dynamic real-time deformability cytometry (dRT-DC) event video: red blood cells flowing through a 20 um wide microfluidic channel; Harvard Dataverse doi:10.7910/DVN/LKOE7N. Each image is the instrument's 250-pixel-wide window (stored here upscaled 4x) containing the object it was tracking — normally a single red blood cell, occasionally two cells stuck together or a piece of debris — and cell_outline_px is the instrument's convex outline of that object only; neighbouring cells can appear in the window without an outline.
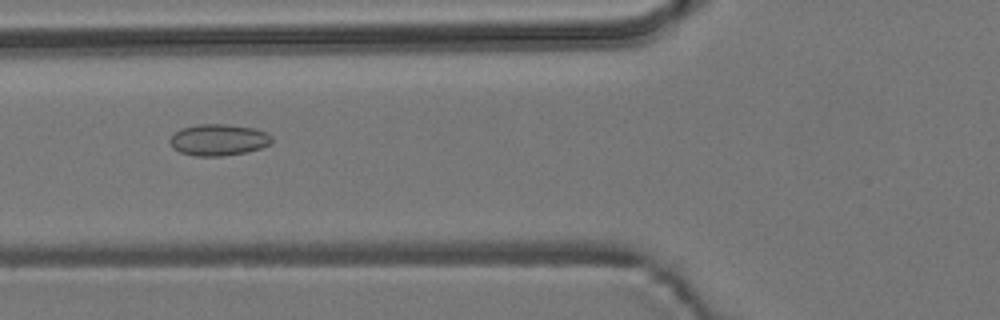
{"species": "common noctule bat (a hibernating species)", "species_latin": "Nyctalus noctula", "temperature_condition": "room temperature", "stored_images_in_passage": 6, "camera_frame_rate_fps": 3000, "um_per_image_px": 0.085, "animal": {"sex": "male", "body_mass_g": 19.2, "forearm_length_mm": 51.8}, "frame": {"image": 1, "passage_image": 4, "time_ms": 3.333, "image_size_px": [1000, 320], "cell_outline_px": [[272, 140], [268, 144], [260, 148], [248, 152], [224, 156], [196, 156], [180, 152], [172, 148], [168, 140], [180, 128], [200, 124], [224, 124], [256, 128], [272, 136]], "centroid_in_image_um": [18.55, 11.89], "position_along_channel_um": 107.3, "area_um2": 18.73}}
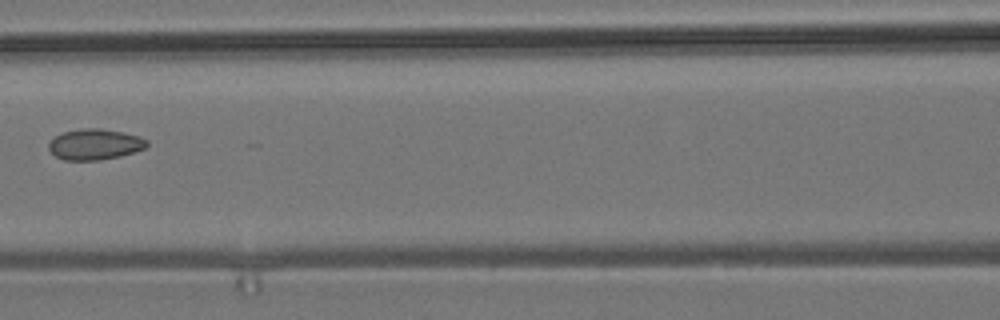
{"frame": {"image": 2, "passage_image": 5, "time_ms": 4.667, "image_size_px": [1000, 320], "cell_outline_px": [[148, 144], [144, 148], [120, 156], [100, 160], [64, 160], [56, 156], [48, 148], [48, 144], [56, 136], [64, 132], [80, 128], [100, 128], [124, 132], [140, 136], [148, 140]], "centroid_in_image_um": [8.07, 12.26], "position_along_channel_um": 158.5, "area_um2": 17.57}}
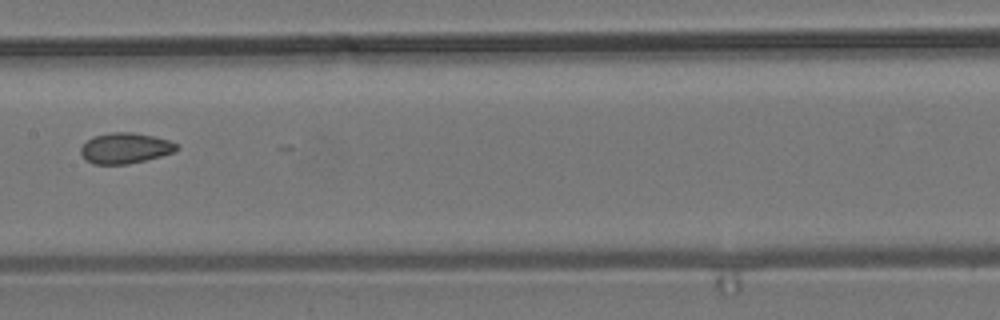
{"frame": {"image": 3, "passage_image": 6, "time_ms": 5.667, "image_size_px": [1000, 320], "cell_outline_px": [[180, 148], [176, 152], [128, 164], [92, 164], [84, 160], [80, 152], [80, 148], [92, 136], [108, 132], [132, 132], [152, 136], [168, 140], [176, 144]], "centroid_in_image_um": [10.61, 12.59], "position_along_channel_um": 196.8, "area_um2": 17.22}}